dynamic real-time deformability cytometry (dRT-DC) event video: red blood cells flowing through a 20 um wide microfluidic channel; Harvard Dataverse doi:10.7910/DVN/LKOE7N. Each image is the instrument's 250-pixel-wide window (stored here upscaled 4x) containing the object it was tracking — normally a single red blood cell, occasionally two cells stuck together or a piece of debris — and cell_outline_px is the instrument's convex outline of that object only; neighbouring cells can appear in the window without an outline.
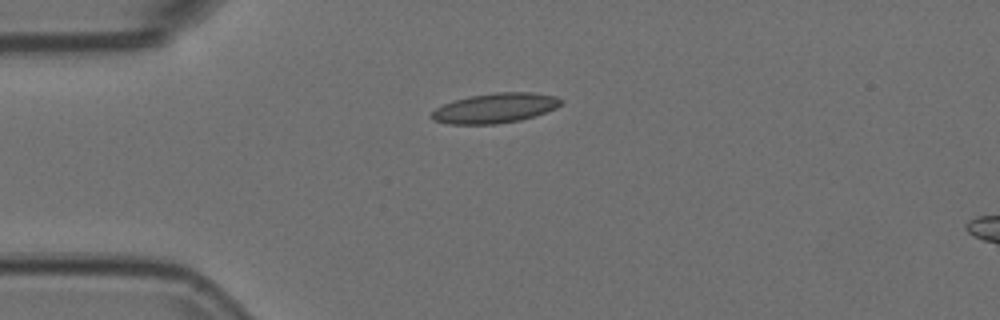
{"species": "Egyptian fruit bat (a non-hibernating species)", "species_latin": "Rousettus aegyptiacus", "temperature_condition": "room temperature", "stored_images_in_passage": 2, "camera_frame_rate_fps": 3000, "um_per_image_px": 0.085, "animal": {"sex": "female"}, "frame": {"image": 1, "passage_image": 1, "time_ms": 0.0, "image_size_px": [1000, 320], "cell_outline_px": [[564, 100], [556, 108], [520, 120], [496, 124], [448, 124], [432, 120], [432, 112], [436, 108], [444, 104], [468, 96], [496, 92], [532, 92], [556, 96]], "centroid_in_image_um": [42.08, 9.18], "position_along_channel_um": 42.9, "area_um2": 22.37}}